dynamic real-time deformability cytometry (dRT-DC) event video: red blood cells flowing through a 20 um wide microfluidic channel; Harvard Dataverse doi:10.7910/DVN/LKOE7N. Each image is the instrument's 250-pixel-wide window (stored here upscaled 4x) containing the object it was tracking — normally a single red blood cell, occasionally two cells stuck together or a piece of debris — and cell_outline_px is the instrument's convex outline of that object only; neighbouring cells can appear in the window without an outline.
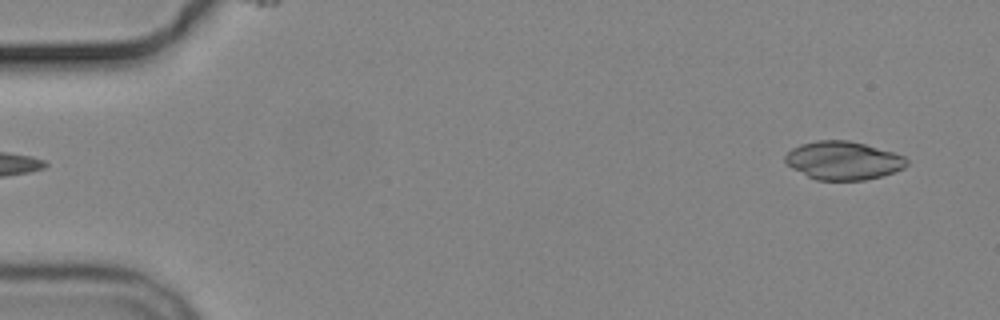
{"species": "common noctule bat (a hibernating species)", "species_latin": "Nyctalus noctula", "temperature_condition": "cold", "stored_images_in_passage": 5, "camera_frame_rate_fps": 3000, "um_per_image_px": 0.085, "animal": {"sex": "male", "body_mass_g": 19.2, "forearm_length_mm": 51.8}, "frame": {"image": 1, "passage_image": 5, "time_ms": 4.667, "image_size_px": [1000, 320], "cell_outline_px": [[908, 164], [904, 168], [880, 176], [864, 180], [816, 180], [792, 168], [784, 160], [784, 156], [792, 148], [800, 144], [816, 140], [848, 140], [864, 144], [892, 152], [904, 156], [908, 160]], "centroid_in_image_um": [71.65, 13.64], "position_along_channel_um": 13.3, "area_um2": 26.99}}